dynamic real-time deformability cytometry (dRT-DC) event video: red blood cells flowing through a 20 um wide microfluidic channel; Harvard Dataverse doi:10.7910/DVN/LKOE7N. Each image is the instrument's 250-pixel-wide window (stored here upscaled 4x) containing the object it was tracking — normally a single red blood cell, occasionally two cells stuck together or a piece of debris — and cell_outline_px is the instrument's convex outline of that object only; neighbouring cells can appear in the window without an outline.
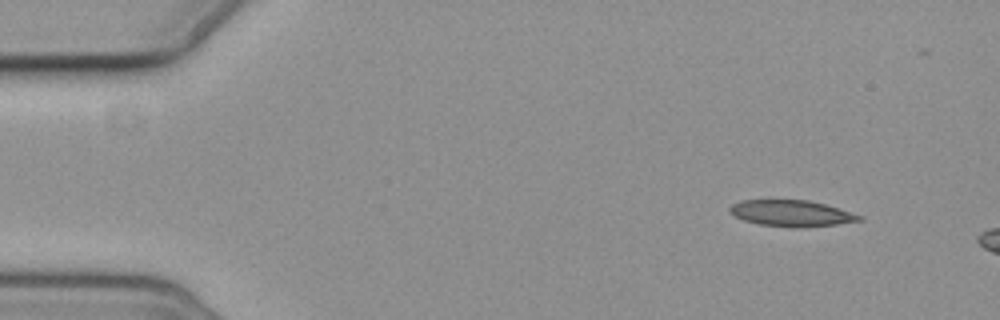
{"species": "common noctule bat (a hibernating species)", "species_latin": "Nyctalus noctula", "temperature_condition": "cold", "stored_images_in_passage": 4, "camera_frame_rate_fps": 3000, "um_per_image_px": 0.085, "animal": {"sex": "female", "body_mass_g": 19.3, "forearm_length_mm": 54.1}, "frame": {"image": 1, "passage_image": 1, "time_ms": 0.0, "image_size_px": [1000, 320], "cell_outline_px": [[864, 220], [836, 224], [760, 224], [744, 220], [728, 212], [728, 208], [732, 204], [740, 200], [808, 200], [824, 204], [864, 216]], "centroid_in_image_um": [67.23, 18.07], "position_along_channel_um": 17.8, "area_um2": 18.61}}